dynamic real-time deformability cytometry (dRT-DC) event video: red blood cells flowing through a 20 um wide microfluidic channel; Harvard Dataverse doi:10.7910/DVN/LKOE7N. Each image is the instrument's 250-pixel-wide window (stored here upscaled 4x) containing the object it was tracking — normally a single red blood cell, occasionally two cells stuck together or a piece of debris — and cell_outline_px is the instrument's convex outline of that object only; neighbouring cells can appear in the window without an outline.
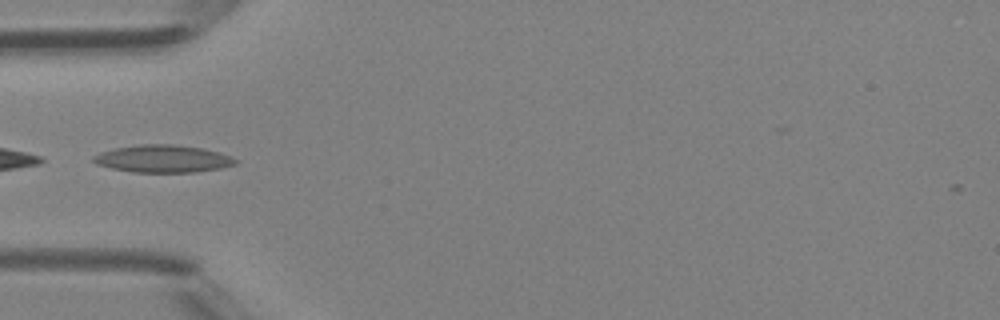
{"species": "Egyptian fruit bat (a non-hibernating species)", "species_latin": "Rousettus aegyptiacus", "temperature_condition": "room temperature", "stored_images_in_passage": 31, "camera_frame_rate_fps": 3000, "um_per_image_px": 0.085, "animal": {"sex": "female"}, "frame": {"image": 1, "passage_image": 2, "time_ms": 0.333, "image_size_px": [1000, 320], "cell_outline_px": [[240, 160], [236, 164], [220, 168], [196, 172], [132, 172], [112, 168], [96, 164], [92, 160], [92, 156], [100, 152], [112, 148], [140, 144], [176, 144], [204, 148], [220, 152]], "centroid_in_image_um": [13.85, 13.48], "position_along_channel_um": 71.1, "area_um2": 23.0}}
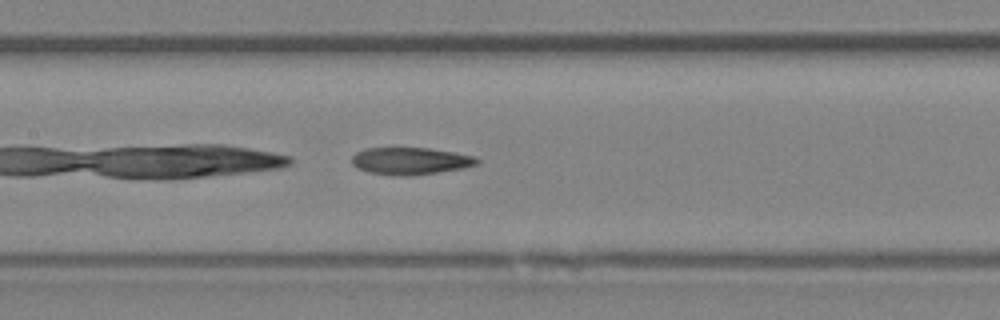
{"frame": {"image": 2, "passage_image": 9, "time_ms": 2.667, "image_size_px": [1000, 320], "cell_outline_px": [[480, 164], [464, 168], [412, 176], [392, 176], [368, 172], [356, 168], [352, 164], [352, 156], [356, 152], [364, 148], [428, 148], [456, 152], [476, 156], [480, 160]], "centroid_in_image_um": [34.9, 13.69], "position_along_channel_um": 172.5, "area_um2": 20.23}}
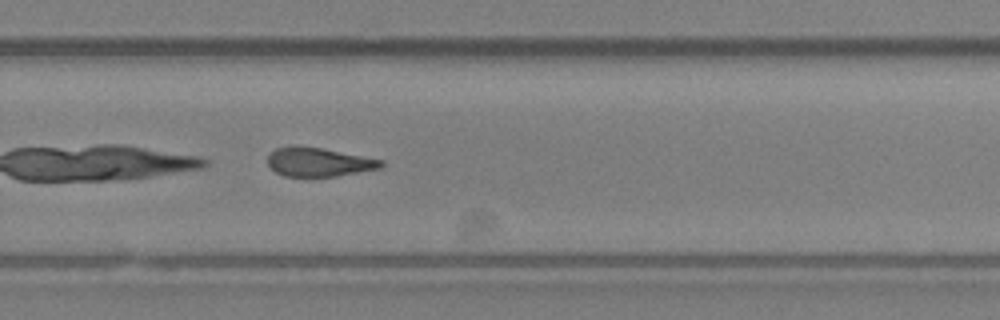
{"frame": {"image": 3, "passage_image": 18, "time_ms": 5.667, "image_size_px": [1000, 320], "cell_outline_px": [[384, 164], [380, 168], [336, 176], [284, 176], [276, 172], [268, 164], [268, 152], [276, 148], [288, 144], [296, 144], [324, 148], [384, 160]], "centroid_in_image_um": [27.05, 13.73], "position_along_channel_um": 302.8, "area_um2": 19.42}}